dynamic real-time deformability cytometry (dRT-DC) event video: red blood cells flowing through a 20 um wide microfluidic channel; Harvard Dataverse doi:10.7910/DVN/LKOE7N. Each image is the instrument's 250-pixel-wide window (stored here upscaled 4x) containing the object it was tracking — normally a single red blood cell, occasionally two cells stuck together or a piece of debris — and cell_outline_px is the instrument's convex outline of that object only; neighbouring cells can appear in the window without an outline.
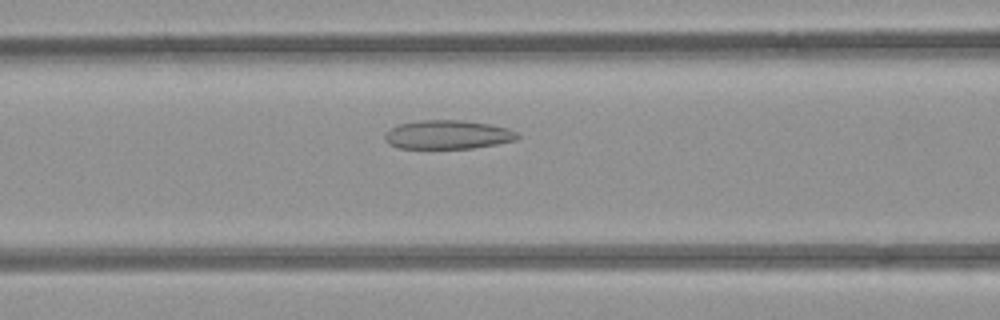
{"species": "common noctule bat (a hibernating species)", "species_latin": "Nyctalus noctula", "temperature_condition": "room temperature", "stored_images_in_passage": 36, "camera_frame_rate_fps": 3000, "um_per_image_px": 0.085, "animal": {"sex": "female", "body_mass_g": 21.9}, "frame": {"image": 1, "passage_image": 8, "time_ms": 2.333, "image_size_px": [1000, 320], "cell_outline_px": [[520, 136], [516, 140], [496, 144], [472, 148], [400, 148], [388, 144], [384, 140], [384, 132], [400, 124], [420, 120], [464, 120], [492, 124], [508, 128], [516, 132]], "centroid_in_image_um": [38.06, 11.44], "position_along_channel_um": 128.5, "area_um2": 22.37}}
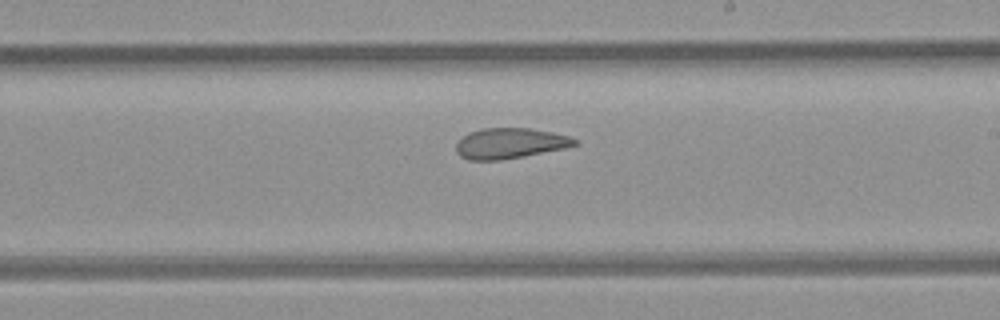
{"frame": {"image": 2, "passage_image": 17, "time_ms": 5.333, "image_size_px": [1000, 320], "cell_outline_px": [[580, 144], [564, 148], [524, 156], [500, 160], [468, 160], [460, 156], [456, 152], [456, 144], [468, 132], [480, 128], [528, 128], [552, 132], [568, 136], [580, 140]], "centroid_in_image_um": [43.35, 12.18], "position_along_channel_um": 245.6, "area_um2": 21.15}}
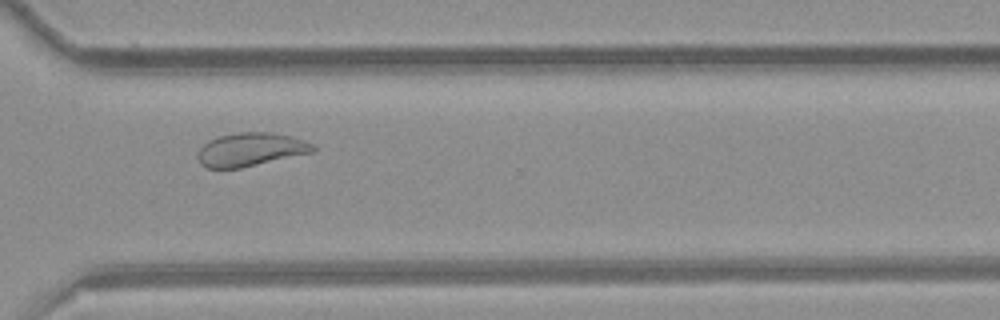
{"frame": {"image": 3, "passage_image": 25, "time_ms": 8.0, "image_size_px": [1000, 320], "cell_outline_px": [[316, 148], [312, 152], [240, 168], [208, 168], [200, 164], [196, 156], [200, 148], [208, 140], [220, 136], [240, 132], [272, 132], [292, 136], [304, 140], [312, 144]], "centroid_in_image_um": [21.27, 12.7], "position_along_channel_um": 349.3, "area_um2": 22.31}, "authors_computed_cell_mechanics": {"area_um2": 21.4727, "velocity_mm_per_s": 3.9011, "shape_relaxation_time_tau1_ms": null, "shape_relaxation_time_tau2_ms": 2.2797, "deformation_change_tau1": null, "deformation_change_tau2": 0.0982}}